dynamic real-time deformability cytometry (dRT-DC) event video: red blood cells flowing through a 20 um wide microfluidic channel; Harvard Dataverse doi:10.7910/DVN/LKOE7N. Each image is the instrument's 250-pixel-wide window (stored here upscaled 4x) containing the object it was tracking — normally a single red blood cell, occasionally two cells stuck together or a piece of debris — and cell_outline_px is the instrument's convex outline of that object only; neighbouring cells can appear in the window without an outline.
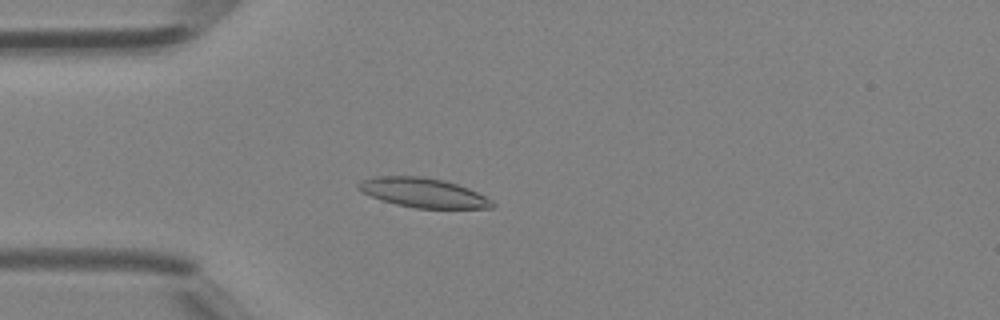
{"species": "Egyptian fruit bat (a non-hibernating species)", "species_latin": "Rousettus aegyptiacus", "temperature_condition": "room temperature", "stored_images_in_passage": 43, "camera_frame_rate_fps": 3000, "um_per_image_px": 0.085, "animal": {"sex": "female"}, "frame": {"image": 1, "passage_image": 12, "time_ms": 3.667, "image_size_px": [1000, 320], "cell_outline_px": [[496, 204], [492, 208], [416, 208], [396, 204], [380, 200], [360, 192], [356, 188], [356, 184], [360, 180], [372, 176], [424, 176], [444, 180], [468, 188], [492, 200]], "centroid_in_image_um": [35.9, 16.37], "position_along_channel_um": 49.1, "area_um2": 23.18}}
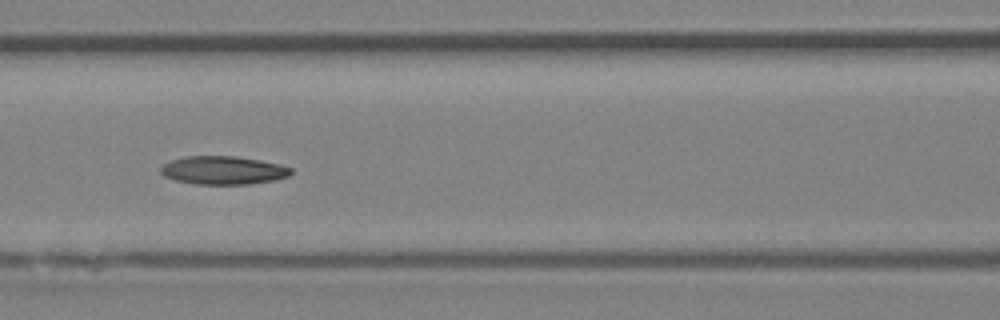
{"frame": {"image": 2, "passage_image": 19, "time_ms": 6.0, "image_size_px": [1000, 320], "cell_outline_px": [[292, 172], [288, 176], [272, 180], [248, 184], [196, 184], [176, 180], [164, 176], [160, 172], [160, 168], [164, 164], [172, 160], [184, 156], [236, 156], [260, 160], [280, 164], [292, 168]], "centroid_in_image_um": [18.96, 14.46], "position_along_channel_um": 147.6, "area_um2": 21.39}}
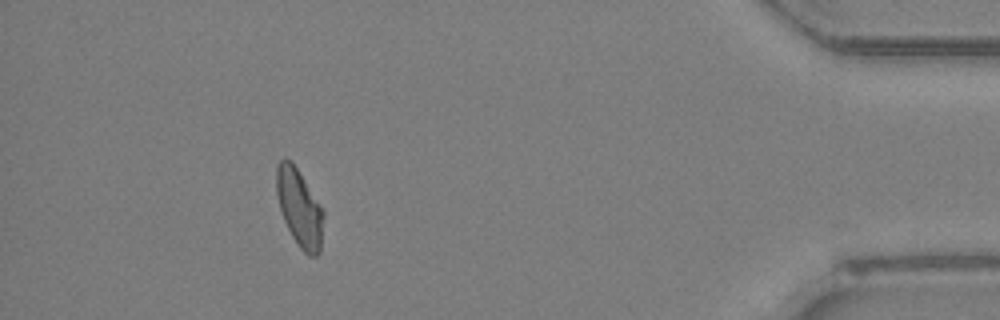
{"frame": {"image": 3, "passage_image": 39, "time_ms": 12.667, "image_size_px": [1000, 320], "cell_outline_px": [[324, 216], [320, 252], [316, 256], [308, 256], [300, 248], [292, 236], [284, 220], [280, 208], [276, 192], [276, 164], [284, 156], [292, 160], [320, 204], [324, 212]], "centroid_in_image_um": [25.44, 17.63], "position_along_channel_um": 409.8, "area_um2": 21.39}}